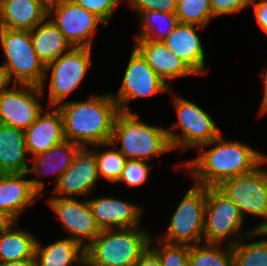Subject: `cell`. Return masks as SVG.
<instances>
[{"instance_id":"1","label":"cell","mask_w":267,"mask_h":266,"mask_svg":"<svg viewBox=\"0 0 267 266\" xmlns=\"http://www.w3.org/2000/svg\"><path fill=\"white\" fill-rule=\"evenodd\" d=\"M216 143L205 151L204 146ZM218 143V145H217ZM198 157L188 161L189 175L196 179L197 185L217 187L222 181L252 172L267 162V157L253 150L247 144L227 142L222 135L213 141L199 146Z\"/></svg>"},{"instance_id":"2","label":"cell","mask_w":267,"mask_h":266,"mask_svg":"<svg viewBox=\"0 0 267 266\" xmlns=\"http://www.w3.org/2000/svg\"><path fill=\"white\" fill-rule=\"evenodd\" d=\"M65 140L82 147L111 146L113 127L119 107L112 94L95 96L87 101L62 102Z\"/></svg>"},{"instance_id":"3","label":"cell","mask_w":267,"mask_h":266,"mask_svg":"<svg viewBox=\"0 0 267 266\" xmlns=\"http://www.w3.org/2000/svg\"><path fill=\"white\" fill-rule=\"evenodd\" d=\"M120 139V152L129 160H145L173 150L167 129L142 123L136 113L119 111L111 143Z\"/></svg>"},{"instance_id":"4","label":"cell","mask_w":267,"mask_h":266,"mask_svg":"<svg viewBox=\"0 0 267 266\" xmlns=\"http://www.w3.org/2000/svg\"><path fill=\"white\" fill-rule=\"evenodd\" d=\"M152 241L139 227L101 230L85 253L103 266H136Z\"/></svg>"},{"instance_id":"5","label":"cell","mask_w":267,"mask_h":266,"mask_svg":"<svg viewBox=\"0 0 267 266\" xmlns=\"http://www.w3.org/2000/svg\"><path fill=\"white\" fill-rule=\"evenodd\" d=\"M0 41L6 55L5 67L16 84L44 89L45 66L34 51L29 30L0 28Z\"/></svg>"},{"instance_id":"6","label":"cell","mask_w":267,"mask_h":266,"mask_svg":"<svg viewBox=\"0 0 267 266\" xmlns=\"http://www.w3.org/2000/svg\"><path fill=\"white\" fill-rule=\"evenodd\" d=\"M207 187L194 184L184 195L171 221L163 242L179 245L201 244L204 230Z\"/></svg>"},{"instance_id":"7","label":"cell","mask_w":267,"mask_h":266,"mask_svg":"<svg viewBox=\"0 0 267 266\" xmlns=\"http://www.w3.org/2000/svg\"><path fill=\"white\" fill-rule=\"evenodd\" d=\"M217 188L226 195L240 210L264 217V221L254 229L267 231V170L259 166L252 172L222 181Z\"/></svg>"},{"instance_id":"8","label":"cell","mask_w":267,"mask_h":266,"mask_svg":"<svg viewBox=\"0 0 267 266\" xmlns=\"http://www.w3.org/2000/svg\"><path fill=\"white\" fill-rule=\"evenodd\" d=\"M243 220L239 208L226 195L217 187H207L203 230L205 243L220 245L231 237L228 245L233 246L239 240L232 237L242 231Z\"/></svg>"},{"instance_id":"9","label":"cell","mask_w":267,"mask_h":266,"mask_svg":"<svg viewBox=\"0 0 267 266\" xmlns=\"http://www.w3.org/2000/svg\"><path fill=\"white\" fill-rule=\"evenodd\" d=\"M174 106L177 112L178 123H174L171 129L180 127L181 135L167 130L173 149L181 147L182 151L194 146H201L216 139L220 133L218 127L202 108L184 98L174 97Z\"/></svg>"},{"instance_id":"10","label":"cell","mask_w":267,"mask_h":266,"mask_svg":"<svg viewBox=\"0 0 267 266\" xmlns=\"http://www.w3.org/2000/svg\"><path fill=\"white\" fill-rule=\"evenodd\" d=\"M91 48L72 47L58 59L45 66V73L51 70L49 83V104L54 107L66 98L83 81L91 66Z\"/></svg>"},{"instance_id":"11","label":"cell","mask_w":267,"mask_h":266,"mask_svg":"<svg viewBox=\"0 0 267 266\" xmlns=\"http://www.w3.org/2000/svg\"><path fill=\"white\" fill-rule=\"evenodd\" d=\"M169 90V85L151 69L140 53L133 48L122 84L113 98L119 110L130 112L127 105L128 101Z\"/></svg>"},{"instance_id":"12","label":"cell","mask_w":267,"mask_h":266,"mask_svg":"<svg viewBox=\"0 0 267 266\" xmlns=\"http://www.w3.org/2000/svg\"><path fill=\"white\" fill-rule=\"evenodd\" d=\"M13 84V89L0 94V124L25 131L41 113L39 99L43 89L36 85ZM17 85L20 88H16Z\"/></svg>"},{"instance_id":"13","label":"cell","mask_w":267,"mask_h":266,"mask_svg":"<svg viewBox=\"0 0 267 266\" xmlns=\"http://www.w3.org/2000/svg\"><path fill=\"white\" fill-rule=\"evenodd\" d=\"M53 15L54 18L50 21L64 34L73 47L91 48V36L96 32L97 24L105 25L95 14L73 0H62L50 8L48 17Z\"/></svg>"},{"instance_id":"14","label":"cell","mask_w":267,"mask_h":266,"mask_svg":"<svg viewBox=\"0 0 267 266\" xmlns=\"http://www.w3.org/2000/svg\"><path fill=\"white\" fill-rule=\"evenodd\" d=\"M48 203L66 232L72 234L68 238L76 241L83 248L86 249L99 236L101 229L95 221L89 201L80 202L65 196L52 197ZM85 240L89 242L85 243Z\"/></svg>"},{"instance_id":"15","label":"cell","mask_w":267,"mask_h":266,"mask_svg":"<svg viewBox=\"0 0 267 266\" xmlns=\"http://www.w3.org/2000/svg\"><path fill=\"white\" fill-rule=\"evenodd\" d=\"M28 174L0 173V213L9 221L17 222L22 211L43 196L44 182L27 179Z\"/></svg>"},{"instance_id":"16","label":"cell","mask_w":267,"mask_h":266,"mask_svg":"<svg viewBox=\"0 0 267 266\" xmlns=\"http://www.w3.org/2000/svg\"><path fill=\"white\" fill-rule=\"evenodd\" d=\"M98 167L95 152L87 147H81L76 153L71 166L60 176L55 185L54 194L67 195H86L95 186L98 180ZM72 196V197H71Z\"/></svg>"},{"instance_id":"17","label":"cell","mask_w":267,"mask_h":266,"mask_svg":"<svg viewBox=\"0 0 267 266\" xmlns=\"http://www.w3.org/2000/svg\"><path fill=\"white\" fill-rule=\"evenodd\" d=\"M93 216L101 230L138 227L142 209L127 201L110 197L88 200ZM113 225V226H112Z\"/></svg>"},{"instance_id":"18","label":"cell","mask_w":267,"mask_h":266,"mask_svg":"<svg viewBox=\"0 0 267 266\" xmlns=\"http://www.w3.org/2000/svg\"><path fill=\"white\" fill-rule=\"evenodd\" d=\"M197 26L199 25L178 23L162 41L194 74L205 70V53L196 33Z\"/></svg>"},{"instance_id":"19","label":"cell","mask_w":267,"mask_h":266,"mask_svg":"<svg viewBox=\"0 0 267 266\" xmlns=\"http://www.w3.org/2000/svg\"><path fill=\"white\" fill-rule=\"evenodd\" d=\"M134 48L165 83L167 79L194 74L162 41L136 38Z\"/></svg>"},{"instance_id":"20","label":"cell","mask_w":267,"mask_h":266,"mask_svg":"<svg viewBox=\"0 0 267 266\" xmlns=\"http://www.w3.org/2000/svg\"><path fill=\"white\" fill-rule=\"evenodd\" d=\"M25 138L28 153L33 157L64 141L63 119L59 109L45 115L40 113L25 130Z\"/></svg>"},{"instance_id":"21","label":"cell","mask_w":267,"mask_h":266,"mask_svg":"<svg viewBox=\"0 0 267 266\" xmlns=\"http://www.w3.org/2000/svg\"><path fill=\"white\" fill-rule=\"evenodd\" d=\"M48 18V10L36 0H0V28L33 30Z\"/></svg>"},{"instance_id":"22","label":"cell","mask_w":267,"mask_h":266,"mask_svg":"<svg viewBox=\"0 0 267 266\" xmlns=\"http://www.w3.org/2000/svg\"><path fill=\"white\" fill-rule=\"evenodd\" d=\"M26 153L25 131L0 124V173L28 172Z\"/></svg>"},{"instance_id":"23","label":"cell","mask_w":267,"mask_h":266,"mask_svg":"<svg viewBox=\"0 0 267 266\" xmlns=\"http://www.w3.org/2000/svg\"><path fill=\"white\" fill-rule=\"evenodd\" d=\"M30 34L34 51L44 66L73 47L64 34L49 20L39 23L33 30H30Z\"/></svg>"},{"instance_id":"24","label":"cell","mask_w":267,"mask_h":266,"mask_svg":"<svg viewBox=\"0 0 267 266\" xmlns=\"http://www.w3.org/2000/svg\"><path fill=\"white\" fill-rule=\"evenodd\" d=\"M17 222L10 221L0 231V263L34 260L37 239L24 230H13Z\"/></svg>"},{"instance_id":"25","label":"cell","mask_w":267,"mask_h":266,"mask_svg":"<svg viewBox=\"0 0 267 266\" xmlns=\"http://www.w3.org/2000/svg\"><path fill=\"white\" fill-rule=\"evenodd\" d=\"M81 147L76 142L64 140L48 151L34 156L32 158L33 166L29 167L28 173L32 172L41 176L46 175L51 170V173L57 174L55 179L57 184L60 176L71 166L76 153Z\"/></svg>"},{"instance_id":"26","label":"cell","mask_w":267,"mask_h":266,"mask_svg":"<svg viewBox=\"0 0 267 266\" xmlns=\"http://www.w3.org/2000/svg\"><path fill=\"white\" fill-rule=\"evenodd\" d=\"M84 254L85 248L70 238L59 240L46 247L41 246L37 240L34 261L35 266H70L78 263Z\"/></svg>"},{"instance_id":"27","label":"cell","mask_w":267,"mask_h":266,"mask_svg":"<svg viewBox=\"0 0 267 266\" xmlns=\"http://www.w3.org/2000/svg\"><path fill=\"white\" fill-rule=\"evenodd\" d=\"M246 237L267 235V231H256L254 228L245 233ZM233 266H267V240L241 243L231 246Z\"/></svg>"},{"instance_id":"28","label":"cell","mask_w":267,"mask_h":266,"mask_svg":"<svg viewBox=\"0 0 267 266\" xmlns=\"http://www.w3.org/2000/svg\"><path fill=\"white\" fill-rule=\"evenodd\" d=\"M140 18L143 27L137 38H145L150 41H163L179 23L175 13H161L152 10L142 11ZM157 24L161 28L154 30ZM163 26L167 27L166 31L164 30L165 32L163 31Z\"/></svg>"},{"instance_id":"29","label":"cell","mask_w":267,"mask_h":266,"mask_svg":"<svg viewBox=\"0 0 267 266\" xmlns=\"http://www.w3.org/2000/svg\"><path fill=\"white\" fill-rule=\"evenodd\" d=\"M218 244L191 245L188 256L189 266H233L231 246L221 250Z\"/></svg>"},{"instance_id":"30","label":"cell","mask_w":267,"mask_h":266,"mask_svg":"<svg viewBox=\"0 0 267 266\" xmlns=\"http://www.w3.org/2000/svg\"><path fill=\"white\" fill-rule=\"evenodd\" d=\"M175 15L179 23L204 28L213 17L210 0H177Z\"/></svg>"},{"instance_id":"31","label":"cell","mask_w":267,"mask_h":266,"mask_svg":"<svg viewBox=\"0 0 267 266\" xmlns=\"http://www.w3.org/2000/svg\"><path fill=\"white\" fill-rule=\"evenodd\" d=\"M97 159L98 175L106 180L117 182L124 168L126 157L119 151L109 149L104 152H95Z\"/></svg>"},{"instance_id":"32","label":"cell","mask_w":267,"mask_h":266,"mask_svg":"<svg viewBox=\"0 0 267 266\" xmlns=\"http://www.w3.org/2000/svg\"><path fill=\"white\" fill-rule=\"evenodd\" d=\"M161 247H150L159 257L162 266H189V245L168 244L160 240Z\"/></svg>"},{"instance_id":"33","label":"cell","mask_w":267,"mask_h":266,"mask_svg":"<svg viewBox=\"0 0 267 266\" xmlns=\"http://www.w3.org/2000/svg\"><path fill=\"white\" fill-rule=\"evenodd\" d=\"M148 161L127 159L117 182H124L129 187L142 185L149 177Z\"/></svg>"},{"instance_id":"34","label":"cell","mask_w":267,"mask_h":266,"mask_svg":"<svg viewBox=\"0 0 267 266\" xmlns=\"http://www.w3.org/2000/svg\"><path fill=\"white\" fill-rule=\"evenodd\" d=\"M100 18L105 25L110 21L114 8L120 0H73Z\"/></svg>"},{"instance_id":"35","label":"cell","mask_w":267,"mask_h":266,"mask_svg":"<svg viewBox=\"0 0 267 266\" xmlns=\"http://www.w3.org/2000/svg\"><path fill=\"white\" fill-rule=\"evenodd\" d=\"M138 13L152 10L161 13H175L177 0H127Z\"/></svg>"},{"instance_id":"36","label":"cell","mask_w":267,"mask_h":266,"mask_svg":"<svg viewBox=\"0 0 267 266\" xmlns=\"http://www.w3.org/2000/svg\"><path fill=\"white\" fill-rule=\"evenodd\" d=\"M251 3L252 0H210L213 17L235 14Z\"/></svg>"},{"instance_id":"37","label":"cell","mask_w":267,"mask_h":266,"mask_svg":"<svg viewBox=\"0 0 267 266\" xmlns=\"http://www.w3.org/2000/svg\"><path fill=\"white\" fill-rule=\"evenodd\" d=\"M251 4L254 6V12L258 24L267 33V1L259 0V2H255L252 0Z\"/></svg>"},{"instance_id":"38","label":"cell","mask_w":267,"mask_h":266,"mask_svg":"<svg viewBox=\"0 0 267 266\" xmlns=\"http://www.w3.org/2000/svg\"><path fill=\"white\" fill-rule=\"evenodd\" d=\"M136 266H162L158 255L149 248L141 255Z\"/></svg>"},{"instance_id":"39","label":"cell","mask_w":267,"mask_h":266,"mask_svg":"<svg viewBox=\"0 0 267 266\" xmlns=\"http://www.w3.org/2000/svg\"><path fill=\"white\" fill-rule=\"evenodd\" d=\"M11 80V76L9 71L5 67V65H0V94L5 90H8L9 82Z\"/></svg>"},{"instance_id":"40","label":"cell","mask_w":267,"mask_h":266,"mask_svg":"<svg viewBox=\"0 0 267 266\" xmlns=\"http://www.w3.org/2000/svg\"><path fill=\"white\" fill-rule=\"evenodd\" d=\"M262 80L264 81V96L261 103L260 115L267 113V72L262 75Z\"/></svg>"},{"instance_id":"41","label":"cell","mask_w":267,"mask_h":266,"mask_svg":"<svg viewBox=\"0 0 267 266\" xmlns=\"http://www.w3.org/2000/svg\"><path fill=\"white\" fill-rule=\"evenodd\" d=\"M0 266H35L34 260H20L14 262L0 263Z\"/></svg>"},{"instance_id":"42","label":"cell","mask_w":267,"mask_h":266,"mask_svg":"<svg viewBox=\"0 0 267 266\" xmlns=\"http://www.w3.org/2000/svg\"><path fill=\"white\" fill-rule=\"evenodd\" d=\"M78 264L83 266H103L96 263L92 258H90L86 253L81 257Z\"/></svg>"},{"instance_id":"43","label":"cell","mask_w":267,"mask_h":266,"mask_svg":"<svg viewBox=\"0 0 267 266\" xmlns=\"http://www.w3.org/2000/svg\"><path fill=\"white\" fill-rule=\"evenodd\" d=\"M36 1L39 2L47 10H49L50 8L59 4L62 0H36Z\"/></svg>"},{"instance_id":"44","label":"cell","mask_w":267,"mask_h":266,"mask_svg":"<svg viewBox=\"0 0 267 266\" xmlns=\"http://www.w3.org/2000/svg\"><path fill=\"white\" fill-rule=\"evenodd\" d=\"M10 221L6 219L1 213H0V231L9 223Z\"/></svg>"}]
</instances>
